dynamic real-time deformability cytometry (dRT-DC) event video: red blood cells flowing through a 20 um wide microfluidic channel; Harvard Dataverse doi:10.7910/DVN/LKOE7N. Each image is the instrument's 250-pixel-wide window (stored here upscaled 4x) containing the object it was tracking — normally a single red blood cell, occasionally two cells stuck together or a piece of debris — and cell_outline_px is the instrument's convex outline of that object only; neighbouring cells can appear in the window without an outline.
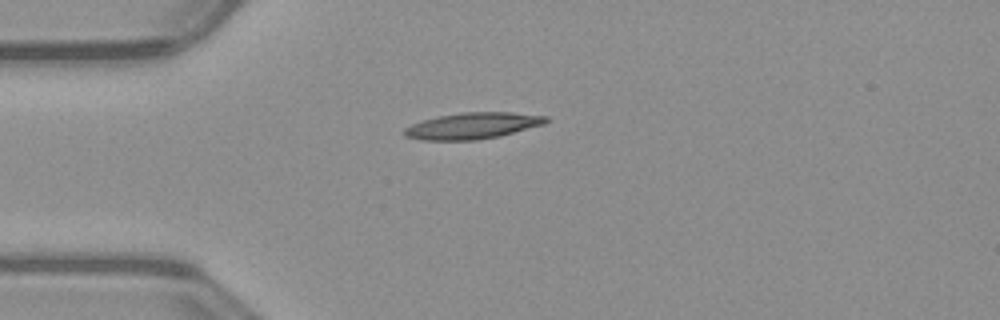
{"species": "common noctule bat (a hibernating species)", "species_latin": "Nyctalus noctula", "temperature_condition": "warm", "stored_images_in_passage": 39, "camera_frame_rate_fps": 3000, "um_per_image_px": 0.085, "animal": {"sex": "male", "body_mass_g": 23.1, "forearm_length_mm": 52.7}, "frame": {"image": 1, "passage_image": 1, "time_ms": 0.0, "image_size_px": [1000, 320], "cell_outline_px": [[548, 120], [544, 124], [500, 136], [476, 140], [420, 140], [404, 136], [404, 128], [412, 124], [436, 116], [460, 112], [512, 112], [548, 116]], "centroid_in_image_um": [40.16, 10.68], "position_along_channel_um": 44.8, "area_um2": 21.79}}
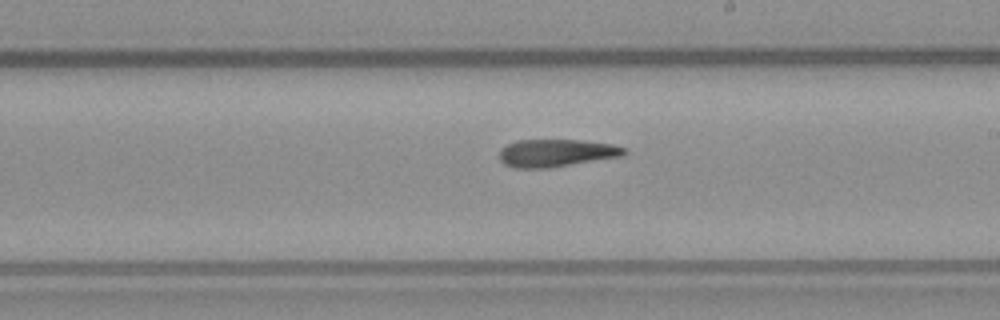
{"frame": {"image": 2, "passage_image": 17, "time_ms": 5.333, "image_size_px": [1000, 320], "cell_outline_px": [[628, 152], [624, 156], [548, 168], [516, 168], [504, 164], [500, 160], [500, 148], [508, 144], [520, 140], [580, 140], [612, 144], [628, 148]], "centroid_in_image_um": [47.33, 13.0], "position_along_channel_um": 241.7, "area_um2": 20.17}}
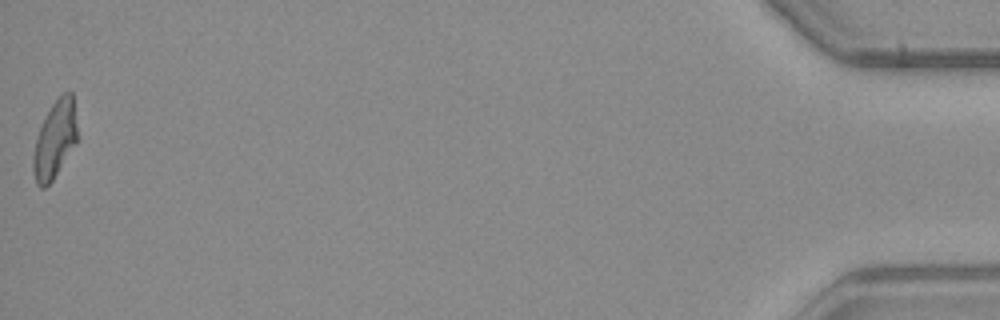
{"frame": {"image": 3, "passage_image": 39, "time_ms": 12.667, "image_size_px": [1000, 320], "cell_outline_px": [[76, 140], [52, 180], [44, 188], [40, 188], [36, 184], [32, 168], [32, 160], [36, 140], [40, 128], [52, 104], [64, 92], [72, 92], [76, 128]], "centroid_in_image_um": [4.62, 11.89], "position_along_channel_um": 430.6, "area_um2": 19.02}}